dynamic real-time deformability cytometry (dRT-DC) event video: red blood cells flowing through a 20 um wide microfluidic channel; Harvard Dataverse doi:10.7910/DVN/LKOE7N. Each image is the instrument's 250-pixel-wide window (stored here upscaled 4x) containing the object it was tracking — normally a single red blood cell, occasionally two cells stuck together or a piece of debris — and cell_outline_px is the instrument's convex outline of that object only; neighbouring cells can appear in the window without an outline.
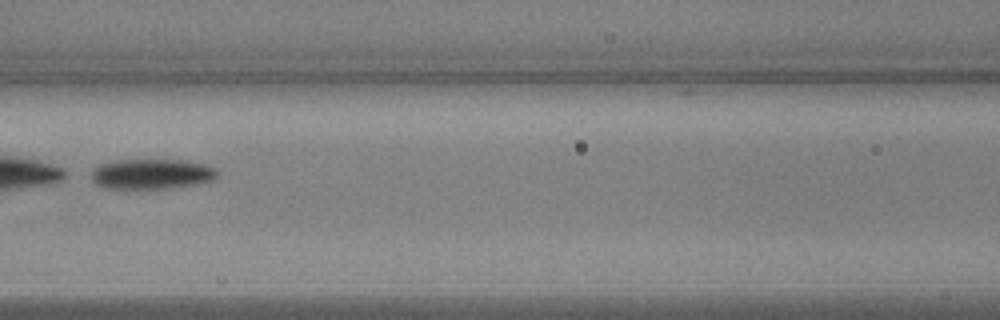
{"species": "common noctule bat (a hibernating species)", "species_latin": "Nyctalus noctula", "temperature_condition": "warm", "stored_images_in_passage": 27, "camera_frame_rate_fps": 3000, "um_per_image_px": 0.085, "animal": {"sex": "male", "body_mass_g": 17.9, "forearm_length_mm": 54.2}, "frame": {"image": 1, "passage_image": 10, "time_ms": 3.0, "image_size_px": [1000, 320], "cell_outline_px": [[220, 176], [212, 180], [200, 184], [172, 188], [104, 188], [96, 184], [92, 180], [92, 172], [100, 164], [116, 160], [184, 160], [204, 164], [216, 168], [220, 172]], "centroid_in_image_um": [12.97, 14.79], "position_along_channel_um": 153.6, "area_um2": 22.31}, "authors_computed_cell_mechanics": {"area_um2": 22.6576, "velocity_mm_per_s": 3.817, "shape_relaxation_time_tau1_ms": 0.9999, "shape_relaxation_time_tau2_ms": null, "deformation_change_tau1": 0.2774, "deformation_change_tau2": null}}